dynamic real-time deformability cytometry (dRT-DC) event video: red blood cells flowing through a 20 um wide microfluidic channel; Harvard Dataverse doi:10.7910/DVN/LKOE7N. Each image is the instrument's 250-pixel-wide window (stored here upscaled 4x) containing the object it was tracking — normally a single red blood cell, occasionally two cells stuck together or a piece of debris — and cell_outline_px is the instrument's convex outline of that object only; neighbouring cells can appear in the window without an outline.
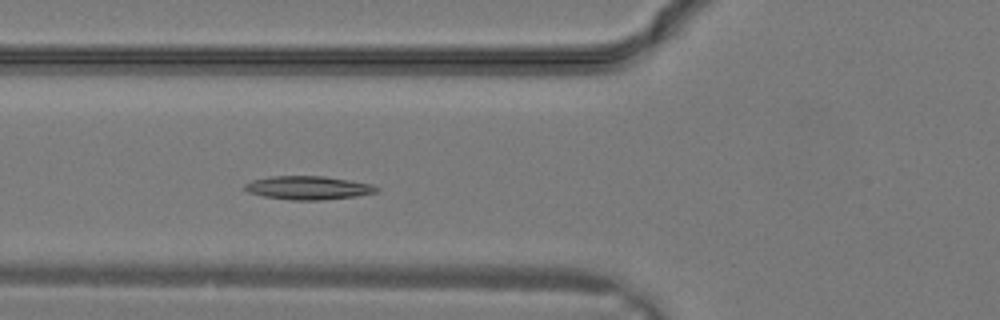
{"species": "common noctule bat (a hibernating species)", "species_latin": "Nyctalus noctula", "temperature_condition": "warm", "stored_images_in_passage": 5, "camera_frame_rate_fps": 3000, "um_per_image_px": 0.085, "animal": {"sex": "male", "body_mass_g": 19.2, "forearm_length_mm": 51.8}, "frame": {"image": 1, "passage_image": 5, "time_ms": 1.333, "image_size_px": [1000, 320], "cell_outline_px": [[380, 188], [376, 192], [356, 196], [320, 200], [292, 200], [264, 196], [248, 192], [244, 188], [244, 184], [252, 180], [272, 176], [324, 176], [372, 184]], "centroid_in_image_um": [26.19, 15.96], "position_along_channel_um": 99.6, "area_um2": 17.92}}